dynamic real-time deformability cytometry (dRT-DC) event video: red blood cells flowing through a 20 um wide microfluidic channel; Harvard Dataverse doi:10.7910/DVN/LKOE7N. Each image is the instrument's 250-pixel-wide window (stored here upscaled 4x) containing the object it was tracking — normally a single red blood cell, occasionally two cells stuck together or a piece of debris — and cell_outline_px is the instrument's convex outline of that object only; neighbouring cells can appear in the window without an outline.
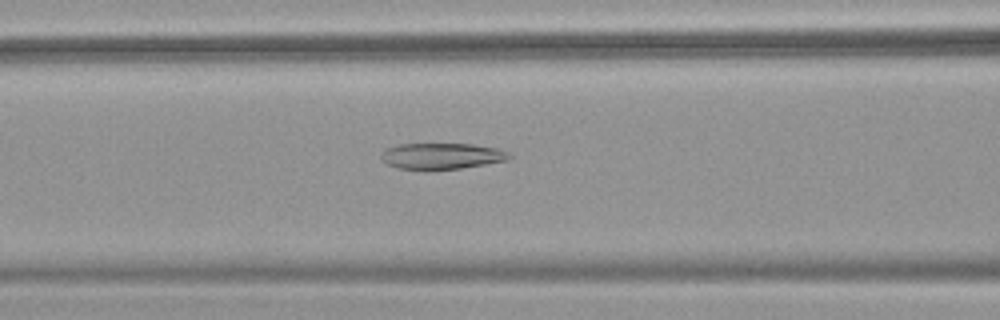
{"species": "common noctule bat (a hibernating species)", "species_latin": "Nyctalus noctula", "temperature_condition": "warm", "stored_images_in_passage": 52, "camera_frame_rate_fps": 3000, "um_per_image_px": 0.085, "animal": {"sex": "female", "body_mass_g": 18.4}, "frame": {"image": 1, "passage_image": 22, "time_ms": 7.0, "image_size_px": [1000, 320], "cell_outline_px": [[512, 156], [508, 160], [460, 168], [424, 172], [400, 168], [388, 164], [380, 156], [384, 148], [400, 144], [472, 144], [496, 148], [508, 152]], "centroid_in_image_um": [37.51, 13.28], "position_along_channel_um": 129.1, "area_um2": 19.83}}
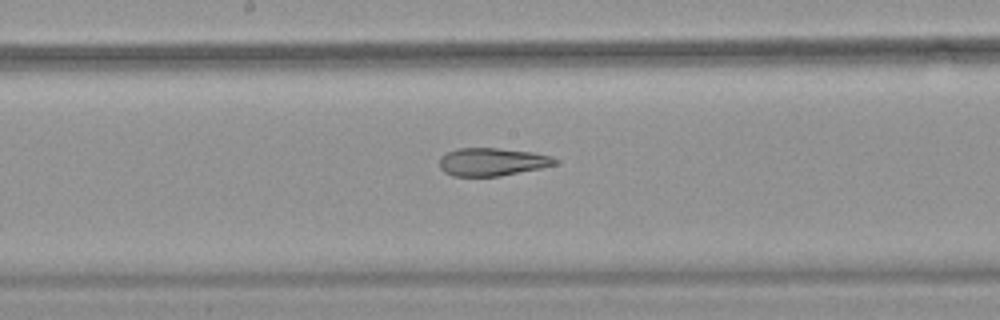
{"frame": {"image": 2, "passage_image": 28, "time_ms": 9.0, "image_size_px": [1000, 320], "cell_outline_px": [[560, 164], [500, 176], [452, 176], [444, 172], [440, 168], [440, 156], [448, 152], [460, 148], [496, 148], [532, 152], [552, 156], [560, 160]], "centroid_in_image_um": [41.87, 13.76], "position_along_channel_um": 206.3, "area_um2": 18.9}}
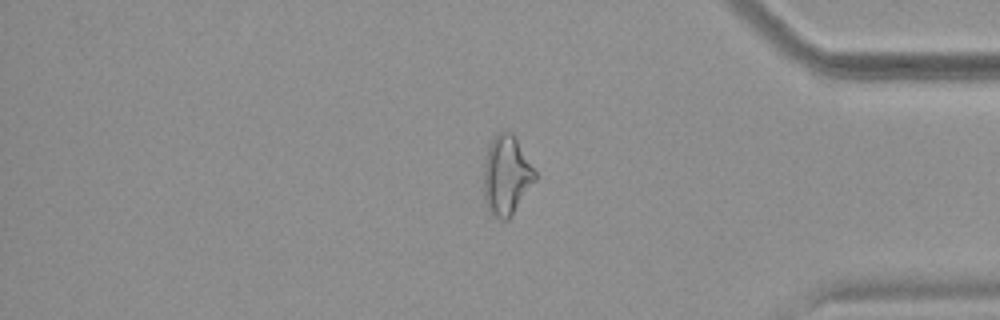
{"frame": {"image": 3, "passage_image": 44, "time_ms": 14.333, "image_size_px": [1000, 320], "cell_outline_px": [[536, 180], [512, 216], [508, 220], [500, 220], [492, 216], [484, 200], [484, 164], [488, 144], [492, 136], [496, 132], [512, 132], [536, 172]], "centroid_in_image_um": [43.03, 14.92], "position_along_channel_um": 392.2, "area_um2": 23.99}, "authors_computed_cell_mechanics": {"area_um2": 23.698, "velocity_mm_per_s": 3.885, "shape_relaxation_time_tau1_ms": null, "shape_relaxation_time_tau2_ms": 3.1048, "deformation_change_tau1": null, "deformation_change_tau2": 0.1297}}